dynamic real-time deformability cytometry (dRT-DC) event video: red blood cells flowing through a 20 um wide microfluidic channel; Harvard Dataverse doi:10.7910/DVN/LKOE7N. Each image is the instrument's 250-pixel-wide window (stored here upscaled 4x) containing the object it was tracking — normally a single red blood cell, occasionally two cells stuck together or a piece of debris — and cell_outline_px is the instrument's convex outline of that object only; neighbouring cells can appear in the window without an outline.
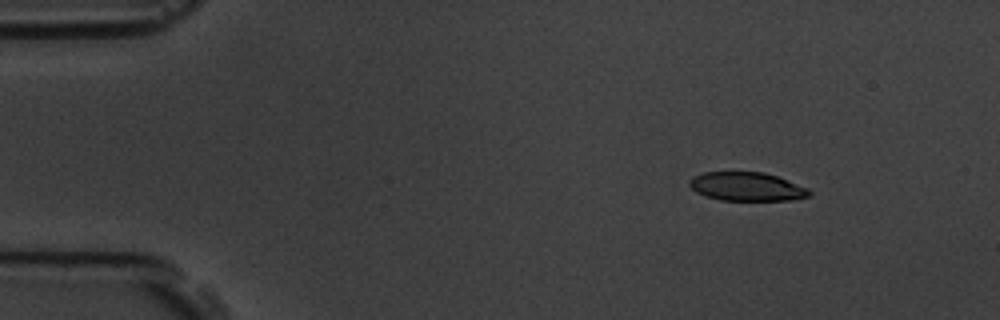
{"species": "common noctule bat (a hibernating species)", "species_latin": "Nyctalus noctula", "temperature_condition": "room temperature", "stored_images_in_passage": 6, "camera_frame_rate_fps": 3000, "um_per_image_px": 0.085, "animal": {"sex": "male", "body_mass_g": 19.5, "forearm_length_mm": 54.6}, "frame": {"image": 1, "passage_image": 3, "time_ms": 2.0, "image_size_px": [1000, 320], "cell_outline_px": [[812, 196], [792, 200], [720, 200], [696, 192], [688, 184], [688, 180], [692, 176], [704, 172], [764, 172], [776, 176], [808, 188], [812, 192]], "centroid_in_image_um": [63.48, 15.86], "position_along_channel_um": 21.5, "area_um2": 20.06}}